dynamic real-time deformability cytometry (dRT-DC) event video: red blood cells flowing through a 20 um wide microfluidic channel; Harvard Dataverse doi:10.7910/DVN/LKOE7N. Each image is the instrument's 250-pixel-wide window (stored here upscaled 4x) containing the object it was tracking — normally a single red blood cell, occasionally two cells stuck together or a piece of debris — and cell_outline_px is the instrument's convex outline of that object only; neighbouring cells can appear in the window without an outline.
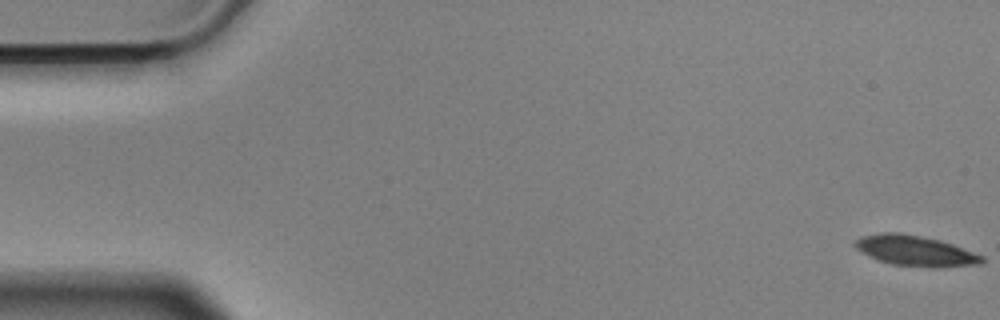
{"species": "Egyptian fruit bat (a non-hibernating species)", "species_latin": "Rousettus aegyptiacus", "temperature_condition": "cold", "stored_images_in_passage": 56, "camera_frame_rate_fps": 3000, "um_per_image_px": 0.085, "animal": {"sex": "male"}, "frame": {"image": 1, "passage_image": 1, "time_ms": 0.0, "image_size_px": [1000, 320], "cell_outline_px": [[984, 264], [940, 268], [928, 268], [896, 264], [880, 260], [868, 256], [860, 252], [852, 244], [856, 240], [864, 236], [884, 232], [896, 232], [920, 236], [940, 240], [952, 244], [984, 256]], "centroid_in_image_um": [77.85, 21.33], "position_along_channel_um": 7.2, "area_um2": 22.54}}
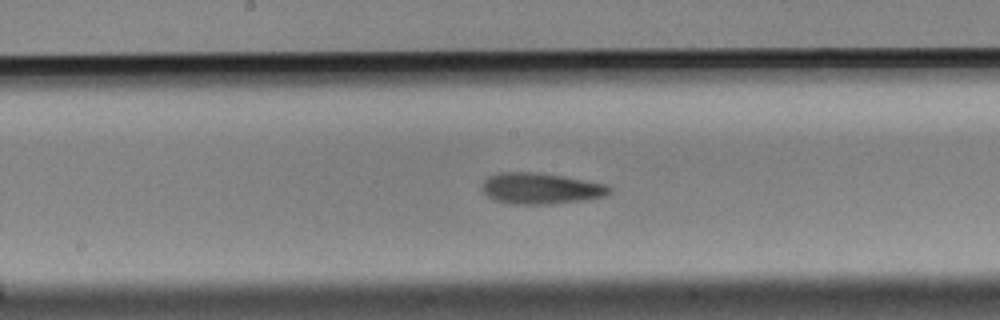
{"frame": {"image": 2, "passage_image": 29, "time_ms": 9.333, "image_size_px": [1000, 320], "cell_outline_px": [[612, 192], [604, 196], [584, 200], [552, 204], [512, 204], [496, 200], [488, 196], [480, 188], [484, 180], [488, 176], [496, 172], [536, 172], [608, 184], [612, 188]], "centroid_in_image_um": [45.95, 16.01], "position_along_channel_um": 202.2, "area_um2": 23.18}}
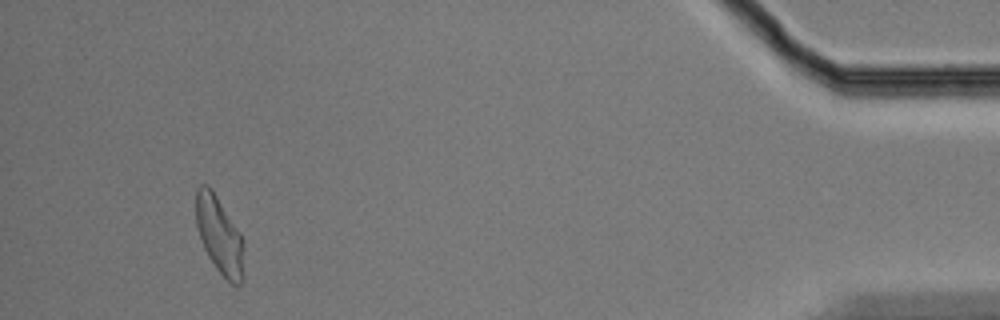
{"frame": {"image": 3, "passage_image": 53, "time_ms": 17.333, "image_size_px": [1000, 320], "cell_outline_px": [[244, 276], [240, 284], [232, 284], [216, 268], [208, 256], [204, 248], [196, 224], [196, 188], [200, 184], [208, 184], [212, 188], [240, 232], [244, 240]], "centroid_in_image_um": [18.67, 19.97], "position_along_channel_um": 416.5, "area_um2": 21.79}, "authors_computed_cell_mechanics": {"area_um2": 22.1952, "velocity_mm_per_s": 3.5628, "shape_relaxation_time_tau1_ms": 9.3647, "shape_relaxation_time_tau2_ms": 3.7756, "deformation_change_tau1": 0.2003, "deformation_change_tau2": 0.1188}}